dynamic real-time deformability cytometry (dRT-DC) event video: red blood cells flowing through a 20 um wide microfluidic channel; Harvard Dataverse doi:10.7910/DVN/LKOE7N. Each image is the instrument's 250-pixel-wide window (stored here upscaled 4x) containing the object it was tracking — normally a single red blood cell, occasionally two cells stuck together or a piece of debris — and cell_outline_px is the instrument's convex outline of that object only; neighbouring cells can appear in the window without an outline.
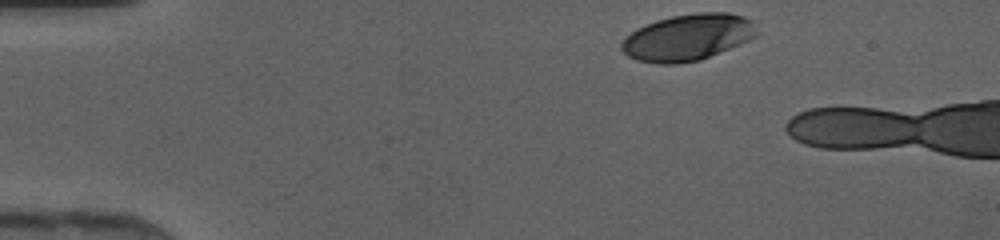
{"species": "human", "species_latin": "Homo sapiens", "temperature_condition": "cold", "stored_images_in_passage": 6, "camera_frame_rate_fps": 3000, "um_per_image_px": 0.085, "donor": {"sex": "female"}, "frame": {"image": 1, "passage_image": 1, "time_ms": 0.0, "image_size_px": [1000, 240], "cell_outline_px": [[760, 32], [756, 36], [740, 44], [700, 60], [676, 64], [656, 64], [636, 60], [628, 56], [620, 48], [620, 44], [624, 36], [636, 28], [644, 24], [656, 20], [672, 16], [696, 12], [728, 12], [744, 16], [752, 20]], "centroid_in_image_um": [58.45, 3.17], "position_along_channel_um": 26.6, "area_um2": 37.17}}